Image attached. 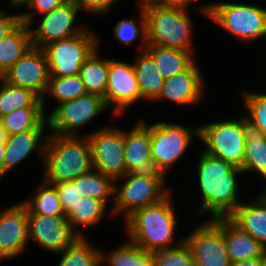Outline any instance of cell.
I'll return each mask as SVG.
<instances>
[{"label":"cell","mask_w":266,"mask_h":266,"mask_svg":"<svg viewBox=\"0 0 266 266\" xmlns=\"http://www.w3.org/2000/svg\"><path fill=\"white\" fill-rule=\"evenodd\" d=\"M196 168L202 195L197 212L201 216L209 212L212 218L229 217L242 203L237 197V176L243 170L204 151L198 157Z\"/></svg>","instance_id":"6da1fadb"},{"label":"cell","mask_w":266,"mask_h":266,"mask_svg":"<svg viewBox=\"0 0 266 266\" xmlns=\"http://www.w3.org/2000/svg\"><path fill=\"white\" fill-rule=\"evenodd\" d=\"M170 193L161 202L136 210L124 222L128 239L147 252H155L180 245L176 241L177 214ZM174 245V246H173Z\"/></svg>","instance_id":"7a4b0ae2"},{"label":"cell","mask_w":266,"mask_h":266,"mask_svg":"<svg viewBox=\"0 0 266 266\" xmlns=\"http://www.w3.org/2000/svg\"><path fill=\"white\" fill-rule=\"evenodd\" d=\"M42 179L49 184L73 181L94 169L91 144L87 136L49 134L41 158Z\"/></svg>","instance_id":"3957f363"},{"label":"cell","mask_w":266,"mask_h":266,"mask_svg":"<svg viewBox=\"0 0 266 266\" xmlns=\"http://www.w3.org/2000/svg\"><path fill=\"white\" fill-rule=\"evenodd\" d=\"M197 12L224 28L237 41L266 38V9L259 5L215 2L199 5Z\"/></svg>","instance_id":"277c9868"},{"label":"cell","mask_w":266,"mask_h":266,"mask_svg":"<svg viewBox=\"0 0 266 266\" xmlns=\"http://www.w3.org/2000/svg\"><path fill=\"white\" fill-rule=\"evenodd\" d=\"M143 9L146 15L147 45L178 48L194 53L191 38L194 25L188 10L153 4L144 6Z\"/></svg>","instance_id":"5b68a950"},{"label":"cell","mask_w":266,"mask_h":266,"mask_svg":"<svg viewBox=\"0 0 266 266\" xmlns=\"http://www.w3.org/2000/svg\"><path fill=\"white\" fill-rule=\"evenodd\" d=\"M199 127V140L204 152L242 169L245 157L243 114L238 119H229Z\"/></svg>","instance_id":"8992f818"},{"label":"cell","mask_w":266,"mask_h":266,"mask_svg":"<svg viewBox=\"0 0 266 266\" xmlns=\"http://www.w3.org/2000/svg\"><path fill=\"white\" fill-rule=\"evenodd\" d=\"M97 37L86 27L75 36L44 46L50 77L79 75L85 60L99 45Z\"/></svg>","instance_id":"52a82bcc"},{"label":"cell","mask_w":266,"mask_h":266,"mask_svg":"<svg viewBox=\"0 0 266 266\" xmlns=\"http://www.w3.org/2000/svg\"><path fill=\"white\" fill-rule=\"evenodd\" d=\"M121 179L123 184L115 182L114 202L111 214H122L126 220L136 210L161 202L171 190L164 186L158 179L126 173ZM119 186V187H118Z\"/></svg>","instance_id":"ba28073f"},{"label":"cell","mask_w":266,"mask_h":266,"mask_svg":"<svg viewBox=\"0 0 266 266\" xmlns=\"http://www.w3.org/2000/svg\"><path fill=\"white\" fill-rule=\"evenodd\" d=\"M106 109L104 97L91 93L60 103L47 116L50 134L81 136L78 130Z\"/></svg>","instance_id":"9c48e42d"},{"label":"cell","mask_w":266,"mask_h":266,"mask_svg":"<svg viewBox=\"0 0 266 266\" xmlns=\"http://www.w3.org/2000/svg\"><path fill=\"white\" fill-rule=\"evenodd\" d=\"M199 138V127L157 122L150 125L151 159L155 160L168 174L170 168L187 151L193 136Z\"/></svg>","instance_id":"30bf717a"},{"label":"cell","mask_w":266,"mask_h":266,"mask_svg":"<svg viewBox=\"0 0 266 266\" xmlns=\"http://www.w3.org/2000/svg\"><path fill=\"white\" fill-rule=\"evenodd\" d=\"M85 136L91 144L94 169L118 183L126 174L124 129L107 125Z\"/></svg>","instance_id":"8fae6325"},{"label":"cell","mask_w":266,"mask_h":266,"mask_svg":"<svg viewBox=\"0 0 266 266\" xmlns=\"http://www.w3.org/2000/svg\"><path fill=\"white\" fill-rule=\"evenodd\" d=\"M207 220L184 237L195 266H231L232 262L223 239V217Z\"/></svg>","instance_id":"7c38bea8"},{"label":"cell","mask_w":266,"mask_h":266,"mask_svg":"<svg viewBox=\"0 0 266 266\" xmlns=\"http://www.w3.org/2000/svg\"><path fill=\"white\" fill-rule=\"evenodd\" d=\"M126 173H134L151 179H158L164 186L167 173L151 159L150 125L139 119L132 129H124Z\"/></svg>","instance_id":"4fadbf2b"},{"label":"cell","mask_w":266,"mask_h":266,"mask_svg":"<svg viewBox=\"0 0 266 266\" xmlns=\"http://www.w3.org/2000/svg\"><path fill=\"white\" fill-rule=\"evenodd\" d=\"M81 11L76 0H68L51 12L41 16L36 29H31L32 46L43 48L49 43L66 39L81 33L86 27L75 25Z\"/></svg>","instance_id":"5bb4252c"},{"label":"cell","mask_w":266,"mask_h":266,"mask_svg":"<svg viewBox=\"0 0 266 266\" xmlns=\"http://www.w3.org/2000/svg\"><path fill=\"white\" fill-rule=\"evenodd\" d=\"M108 108L111 107V117H119L135 102L143 100L133 64L108 59L107 88L104 96Z\"/></svg>","instance_id":"9a60e30c"},{"label":"cell","mask_w":266,"mask_h":266,"mask_svg":"<svg viewBox=\"0 0 266 266\" xmlns=\"http://www.w3.org/2000/svg\"><path fill=\"white\" fill-rule=\"evenodd\" d=\"M1 78L10 85L35 92L42 99L50 79L43 49L32 46Z\"/></svg>","instance_id":"2e32d148"},{"label":"cell","mask_w":266,"mask_h":266,"mask_svg":"<svg viewBox=\"0 0 266 266\" xmlns=\"http://www.w3.org/2000/svg\"><path fill=\"white\" fill-rule=\"evenodd\" d=\"M28 240L50 253L62 252L80 237L68 224L66 217L27 214Z\"/></svg>","instance_id":"e0dca14e"},{"label":"cell","mask_w":266,"mask_h":266,"mask_svg":"<svg viewBox=\"0 0 266 266\" xmlns=\"http://www.w3.org/2000/svg\"><path fill=\"white\" fill-rule=\"evenodd\" d=\"M28 218L22 202L0 211V256L11 259L23 254L27 249Z\"/></svg>","instance_id":"ac0fdd59"},{"label":"cell","mask_w":266,"mask_h":266,"mask_svg":"<svg viewBox=\"0 0 266 266\" xmlns=\"http://www.w3.org/2000/svg\"><path fill=\"white\" fill-rule=\"evenodd\" d=\"M203 72L194 62L187 70L166 78L154 102L170 100L177 105H196L205 97Z\"/></svg>","instance_id":"d6986e66"},{"label":"cell","mask_w":266,"mask_h":266,"mask_svg":"<svg viewBox=\"0 0 266 266\" xmlns=\"http://www.w3.org/2000/svg\"><path fill=\"white\" fill-rule=\"evenodd\" d=\"M229 218L266 249V192L241 203Z\"/></svg>","instance_id":"ffe728a7"},{"label":"cell","mask_w":266,"mask_h":266,"mask_svg":"<svg viewBox=\"0 0 266 266\" xmlns=\"http://www.w3.org/2000/svg\"><path fill=\"white\" fill-rule=\"evenodd\" d=\"M43 134L44 130H30L8 136L4 151L5 176L12 168L23 162L35 151L38 155L41 154V157H44L45 145L49 134Z\"/></svg>","instance_id":"44dd1931"},{"label":"cell","mask_w":266,"mask_h":266,"mask_svg":"<svg viewBox=\"0 0 266 266\" xmlns=\"http://www.w3.org/2000/svg\"><path fill=\"white\" fill-rule=\"evenodd\" d=\"M223 239L232 263L266 254V249L229 217H223Z\"/></svg>","instance_id":"7402d4cb"},{"label":"cell","mask_w":266,"mask_h":266,"mask_svg":"<svg viewBox=\"0 0 266 266\" xmlns=\"http://www.w3.org/2000/svg\"><path fill=\"white\" fill-rule=\"evenodd\" d=\"M245 157L243 174L257 172L266 179V136L264 132L243 115Z\"/></svg>","instance_id":"603a6c76"},{"label":"cell","mask_w":266,"mask_h":266,"mask_svg":"<svg viewBox=\"0 0 266 266\" xmlns=\"http://www.w3.org/2000/svg\"><path fill=\"white\" fill-rule=\"evenodd\" d=\"M137 56L132 64L141 98L146 102H153L160 95L165 78L161 76L153 57L146 50Z\"/></svg>","instance_id":"cb8c5ba5"},{"label":"cell","mask_w":266,"mask_h":266,"mask_svg":"<svg viewBox=\"0 0 266 266\" xmlns=\"http://www.w3.org/2000/svg\"><path fill=\"white\" fill-rule=\"evenodd\" d=\"M145 50L165 79L187 70L195 62L192 52L178 48L147 45Z\"/></svg>","instance_id":"d4e9b609"},{"label":"cell","mask_w":266,"mask_h":266,"mask_svg":"<svg viewBox=\"0 0 266 266\" xmlns=\"http://www.w3.org/2000/svg\"><path fill=\"white\" fill-rule=\"evenodd\" d=\"M32 47L30 26L22 23L0 41V77Z\"/></svg>","instance_id":"484cf974"},{"label":"cell","mask_w":266,"mask_h":266,"mask_svg":"<svg viewBox=\"0 0 266 266\" xmlns=\"http://www.w3.org/2000/svg\"><path fill=\"white\" fill-rule=\"evenodd\" d=\"M46 116L43 107H28L15 109L0 119L11 136L30 130H45L48 127Z\"/></svg>","instance_id":"4316f807"},{"label":"cell","mask_w":266,"mask_h":266,"mask_svg":"<svg viewBox=\"0 0 266 266\" xmlns=\"http://www.w3.org/2000/svg\"><path fill=\"white\" fill-rule=\"evenodd\" d=\"M107 205L91 197H80L71 211L66 214V219L70 227L79 235L86 236L79 231L81 226L97 225L102 221L107 211Z\"/></svg>","instance_id":"83f0119b"},{"label":"cell","mask_w":266,"mask_h":266,"mask_svg":"<svg viewBox=\"0 0 266 266\" xmlns=\"http://www.w3.org/2000/svg\"><path fill=\"white\" fill-rule=\"evenodd\" d=\"M35 192L32 197L21 201L27 209V214L66 217L58 192L53 184L46 183L42 179Z\"/></svg>","instance_id":"f1b7e54d"},{"label":"cell","mask_w":266,"mask_h":266,"mask_svg":"<svg viewBox=\"0 0 266 266\" xmlns=\"http://www.w3.org/2000/svg\"><path fill=\"white\" fill-rule=\"evenodd\" d=\"M98 47L81 66L79 76L87 93L105 96L108 77V59L100 57Z\"/></svg>","instance_id":"f546056e"},{"label":"cell","mask_w":266,"mask_h":266,"mask_svg":"<svg viewBox=\"0 0 266 266\" xmlns=\"http://www.w3.org/2000/svg\"><path fill=\"white\" fill-rule=\"evenodd\" d=\"M101 266H155L152 253L138 247L129 240L113 251L101 249Z\"/></svg>","instance_id":"4dcf8cb0"},{"label":"cell","mask_w":266,"mask_h":266,"mask_svg":"<svg viewBox=\"0 0 266 266\" xmlns=\"http://www.w3.org/2000/svg\"><path fill=\"white\" fill-rule=\"evenodd\" d=\"M78 185L80 197H91L103 201L107 206L114 202L115 180L93 169L73 180ZM113 198V200H111Z\"/></svg>","instance_id":"1f68e13d"},{"label":"cell","mask_w":266,"mask_h":266,"mask_svg":"<svg viewBox=\"0 0 266 266\" xmlns=\"http://www.w3.org/2000/svg\"><path fill=\"white\" fill-rule=\"evenodd\" d=\"M58 266H101V248L92 245L87 236L78 237L60 253Z\"/></svg>","instance_id":"d6a6232c"},{"label":"cell","mask_w":266,"mask_h":266,"mask_svg":"<svg viewBox=\"0 0 266 266\" xmlns=\"http://www.w3.org/2000/svg\"><path fill=\"white\" fill-rule=\"evenodd\" d=\"M0 118L19 108L43 107L42 99L33 91L8 84L0 77Z\"/></svg>","instance_id":"836d02e7"},{"label":"cell","mask_w":266,"mask_h":266,"mask_svg":"<svg viewBox=\"0 0 266 266\" xmlns=\"http://www.w3.org/2000/svg\"><path fill=\"white\" fill-rule=\"evenodd\" d=\"M84 83L79 75L65 77H50L47 90L42 98V105L46 113V96L51 95L57 104L70 101L86 94Z\"/></svg>","instance_id":"e575fe53"},{"label":"cell","mask_w":266,"mask_h":266,"mask_svg":"<svg viewBox=\"0 0 266 266\" xmlns=\"http://www.w3.org/2000/svg\"><path fill=\"white\" fill-rule=\"evenodd\" d=\"M139 9V23H137V16L136 20H134L135 18L122 19L116 23L113 31L115 38L125 45H133L134 42L139 38V36H142V43H140L141 48L139 50L143 51L147 47L146 15L143 7H139Z\"/></svg>","instance_id":"d590c367"},{"label":"cell","mask_w":266,"mask_h":266,"mask_svg":"<svg viewBox=\"0 0 266 266\" xmlns=\"http://www.w3.org/2000/svg\"><path fill=\"white\" fill-rule=\"evenodd\" d=\"M155 266H195L192 253L183 241L180 245L152 252Z\"/></svg>","instance_id":"8d00e7d4"},{"label":"cell","mask_w":266,"mask_h":266,"mask_svg":"<svg viewBox=\"0 0 266 266\" xmlns=\"http://www.w3.org/2000/svg\"><path fill=\"white\" fill-rule=\"evenodd\" d=\"M246 118L261 129L266 136V94L245 91L242 93Z\"/></svg>","instance_id":"74e56055"},{"label":"cell","mask_w":266,"mask_h":266,"mask_svg":"<svg viewBox=\"0 0 266 266\" xmlns=\"http://www.w3.org/2000/svg\"><path fill=\"white\" fill-rule=\"evenodd\" d=\"M68 0H30L26 6L31 9L25 13H21L22 23L32 26L33 20H35L36 15H44L51 12L56 7L61 6ZM39 13V14H38Z\"/></svg>","instance_id":"f35d334b"},{"label":"cell","mask_w":266,"mask_h":266,"mask_svg":"<svg viewBox=\"0 0 266 266\" xmlns=\"http://www.w3.org/2000/svg\"><path fill=\"white\" fill-rule=\"evenodd\" d=\"M53 185L58 192L63 211L66 215L69 211H71L75 203L80 198L78 185H75L73 181L58 182Z\"/></svg>","instance_id":"ab89813d"},{"label":"cell","mask_w":266,"mask_h":266,"mask_svg":"<svg viewBox=\"0 0 266 266\" xmlns=\"http://www.w3.org/2000/svg\"><path fill=\"white\" fill-rule=\"evenodd\" d=\"M81 10L84 12L93 13L96 15H103L109 12V9L119 2V0H76Z\"/></svg>","instance_id":"60d3db41"},{"label":"cell","mask_w":266,"mask_h":266,"mask_svg":"<svg viewBox=\"0 0 266 266\" xmlns=\"http://www.w3.org/2000/svg\"><path fill=\"white\" fill-rule=\"evenodd\" d=\"M21 24V14L9 15L0 9V41L13 33Z\"/></svg>","instance_id":"b9f144b4"},{"label":"cell","mask_w":266,"mask_h":266,"mask_svg":"<svg viewBox=\"0 0 266 266\" xmlns=\"http://www.w3.org/2000/svg\"><path fill=\"white\" fill-rule=\"evenodd\" d=\"M197 0H154L153 5L165 7V8H179L186 10L189 8V4Z\"/></svg>","instance_id":"7bdbcfd3"},{"label":"cell","mask_w":266,"mask_h":266,"mask_svg":"<svg viewBox=\"0 0 266 266\" xmlns=\"http://www.w3.org/2000/svg\"><path fill=\"white\" fill-rule=\"evenodd\" d=\"M231 266H262V257L232 263Z\"/></svg>","instance_id":"ee69618b"},{"label":"cell","mask_w":266,"mask_h":266,"mask_svg":"<svg viewBox=\"0 0 266 266\" xmlns=\"http://www.w3.org/2000/svg\"><path fill=\"white\" fill-rule=\"evenodd\" d=\"M4 151H5V143H0V180L5 175Z\"/></svg>","instance_id":"f6af8a7d"},{"label":"cell","mask_w":266,"mask_h":266,"mask_svg":"<svg viewBox=\"0 0 266 266\" xmlns=\"http://www.w3.org/2000/svg\"><path fill=\"white\" fill-rule=\"evenodd\" d=\"M8 136L9 135L5 130V128L3 127L2 121L0 119V143H6Z\"/></svg>","instance_id":"bcb514c9"},{"label":"cell","mask_w":266,"mask_h":266,"mask_svg":"<svg viewBox=\"0 0 266 266\" xmlns=\"http://www.w3.org/2000/svg\"><path fill=\"white\" fill-rule=\"evenodd\" d=\"M30 0H10V7H20V6H26V4L29 2Z\"/></svg>","instance_id":"7dc6e473"},{"label":"cell","mask_w":266,"mask_h":266,"mask_svg":"<svg viewBox=\"0 0 266 266\" xmlns=\"http://www.w3.org/2000/svg\"><path fill=\"white\" fill-rule=\"evenodd\" d=\"M138 1V5H140L139 7H144L150 4H153L154 0H137Z\"/></svg>","instance_id":"c3c4849f"},{"label":"cell","mask_w":266,"mask_h":266,"mask_svg":"<svg viewBox=\"0 0 266 266\" xmlns=\"http://www.w3.org/2000/svg\"><path fill=\"white\" fill-rule=\"evenodd\" d=\"M262 266H266V254L262 257Z\"/></svg>","instance_id":"681fc988"}]
</instances>
